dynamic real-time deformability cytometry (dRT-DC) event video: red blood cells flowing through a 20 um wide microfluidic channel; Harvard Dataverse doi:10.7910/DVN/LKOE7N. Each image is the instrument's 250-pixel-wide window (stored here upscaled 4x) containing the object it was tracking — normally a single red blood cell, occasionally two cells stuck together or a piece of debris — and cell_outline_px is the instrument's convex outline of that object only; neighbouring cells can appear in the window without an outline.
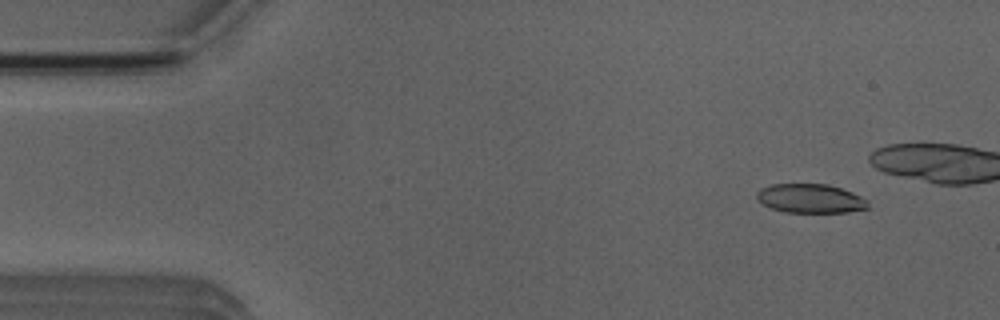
{"species": "Egyptian fruit bat (a non-hibernating species)", "species_latin": "Rousettus aegyptiacus", "temperature_condition": "room temperature", "stored_images_in_passage": 5, "camera_frame_rate_fps": 3000, "um_per_image_px": 0.085, "animal": {"sex": "male"}, "frame": {"image": 1, "passage_image": 2, "time_ms": 1.0, "image_size_px": [1000, 320], "cell_outline_px": [[868, 208], [848, 212], [784, 212], [772, 208], [764, 204], [756, 196], [756, 192], [760, 188], [772, 184], [828, 184], [852, 192], [868, 200]], "centroid_in_image_um": [68.89, 16.86], "position_along_channel_um": 16.1, "area_um2": 18.73}}